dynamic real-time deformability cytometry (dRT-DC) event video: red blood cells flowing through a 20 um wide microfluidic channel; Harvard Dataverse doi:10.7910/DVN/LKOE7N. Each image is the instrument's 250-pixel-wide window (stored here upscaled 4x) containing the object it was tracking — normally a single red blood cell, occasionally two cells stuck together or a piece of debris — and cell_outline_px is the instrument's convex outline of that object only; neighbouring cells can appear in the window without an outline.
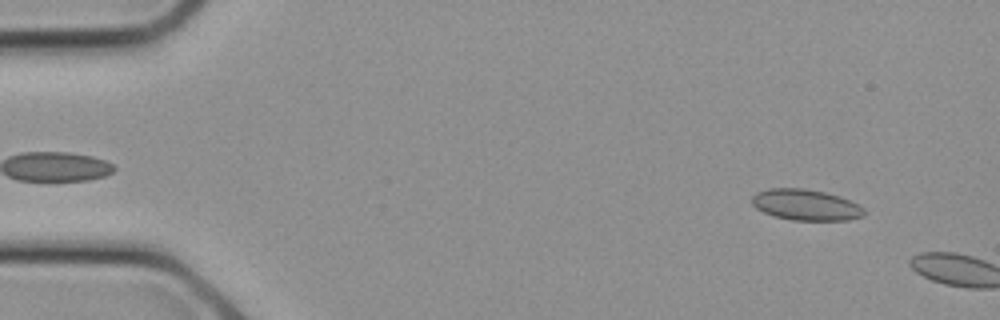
{"species": "common noctule bat (a hibernating species)", "species_latin": "Nyctalus noctula", "temperature_condition": "cold", "stored_images_in_passage": 3, "camera_frame_rate_fps": 3000, "um_per_image_px": 0.085, "animal": {"sex": "female", "body_mass_g": 21.9}, "frame": {"image": 1, "passage_image": 2, "time_ms": 0.333, "image_size_px": [1000, 320], "cell_outline_px": [[864, 216], [848, 220], [792, 220], [772, 216], [756, 208], [752, 204], [752, 196], [756, 192], [768, 188], [804, 188], [824, 192], [840, 196], [864, 208]], "centroid_in_image_um": [68.46, 17.41], "position_along_channel_um": 16.5, "area_um2": 20.29}}